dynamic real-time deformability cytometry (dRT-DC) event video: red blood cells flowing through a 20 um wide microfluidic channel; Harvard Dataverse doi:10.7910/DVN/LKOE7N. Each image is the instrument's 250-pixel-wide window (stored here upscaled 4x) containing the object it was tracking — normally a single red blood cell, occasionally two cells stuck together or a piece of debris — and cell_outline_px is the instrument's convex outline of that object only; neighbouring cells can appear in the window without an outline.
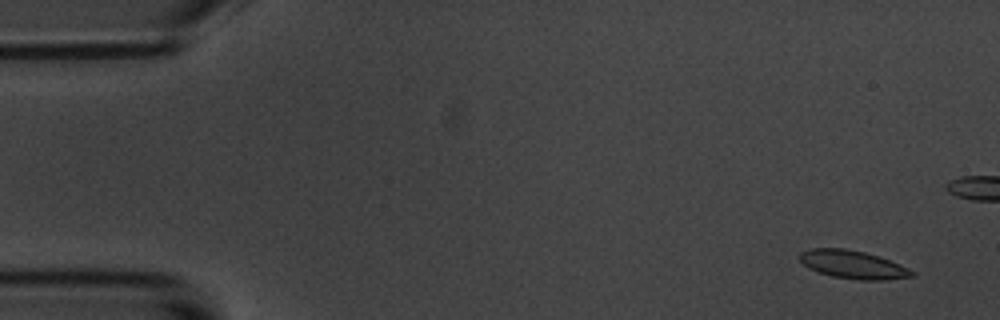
{"species": "common noctule bat (a hibernating species)", "species_latin": "Nyctalus noctula", "temperature_condition": "room temperature", "stored_images_in_passage": 57, "camera_frame_rate_fps": 3000, "um_per_image_px": 0.085, "animal": {"sex": "male", "body_mass_g": 20.1, "forearm_length_mm": 53.5}, "frame": {"image": 1, "passage_image": 3, "time_ms": 0.667, "image_size_px": [1000, 320], "cell_outline_px": [[916, 276], [884, 280], [860, 280], [832, 276], [808, 268], [800, 260], [800, 252], [808, 248], [844, 248], [864, 252], [900, 264], [916, 272]], "centroid_in_image_um": [72.51, 22.49], "position_along_channel_um": 12.5, "area_um2": 18.32}}
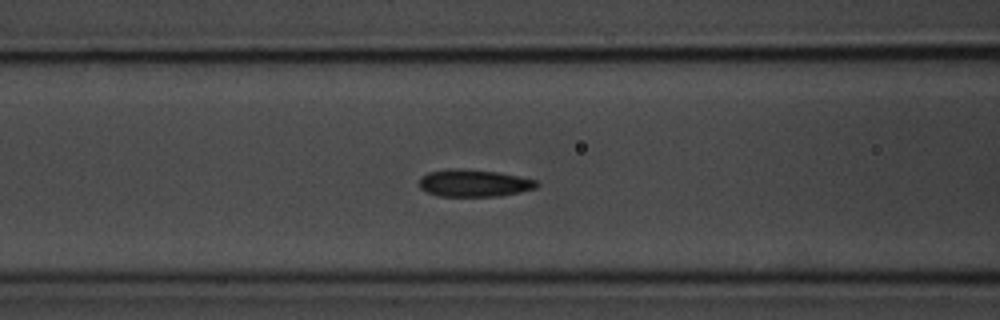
{"frame": {"image": 2, "passage_image": 22, "time_ms": 7.0, "image_size_px": [1000, 320], "cell_outline_px": [[540, 184], [536, 188], [520, 192], [496, 196], [440, 196], [424, 192], [420, 188], [420, 176], [428, 172], [448, 168], [460, 168], [496, 172], [536, 180]], "centroid_in_image_um": [40.24, 15.56], "position_along_channel_um": 126.4, "area_um2": 18.67}}
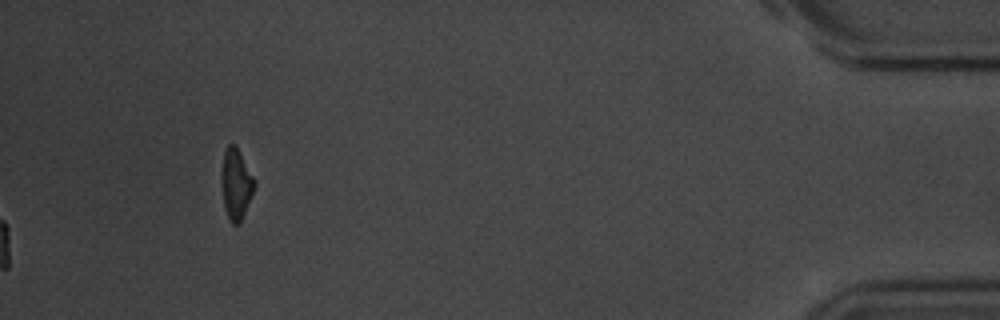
{"frame": {"image": 3, "passage_image": 57, "time_ms": 18.667, "image_size_px": [1000, 320], "cell_outline_px": [[256, 184], [240, 224], [232, 224], [228, 220], [224, 204], [220, 176], [224, 152], [228, 144], [236, 144], [256, 180]], "centroid_in_image_um": [20.06, 15.62], "position_along_channel_um": 415.1, "area_um2": 13.81}, "authors_computed_cell_mechanics": {"area_um2": 18.6116, "velocity_mm_per_s": 3.5858, "shape_relaxation_time_tau1_ms": 3.6834, "shape_relaxation_time_tau2_ms": 2.9287, "deformation_change_tau1": 0.0843, "deformation_change_tau2": 0.0619}}